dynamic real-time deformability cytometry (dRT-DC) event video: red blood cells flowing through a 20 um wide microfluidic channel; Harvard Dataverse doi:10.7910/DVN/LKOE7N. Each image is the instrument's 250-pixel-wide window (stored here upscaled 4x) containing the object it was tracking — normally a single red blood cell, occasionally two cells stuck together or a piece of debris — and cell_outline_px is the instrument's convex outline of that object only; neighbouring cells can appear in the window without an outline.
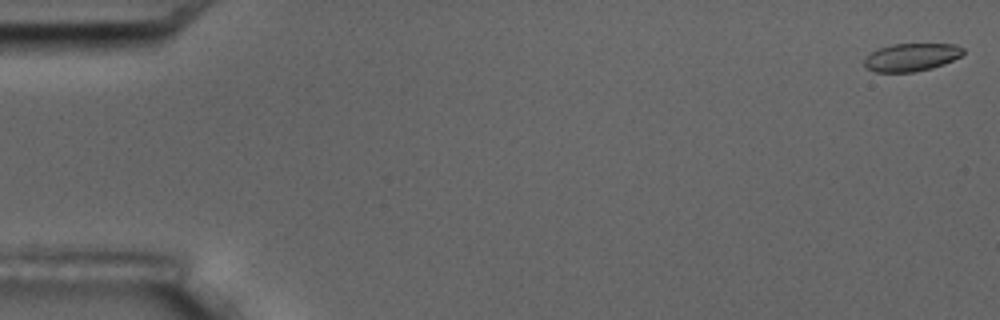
{"species": "common noctule bat (a hibernating species)", "species_latin": "Nyctalus noctula", "temperature_condition": "room temperature", "stored_images_in_passage": 4, "camera_frame_rate_fps": 3000, "um_per_image_px": 0.085, "animal": {"sex": "male", "body_mass_g": 17.5, "forearm_length_mm": 52.3}, "frame": {"image": 1, "passage_image": 1, "time_ms": 0.0, "image_size_px": [1000, 320], "cell_outline_px": [[964, 52], [960, 56], [944, 64], [932, 68], [916, 72], [876, 72], [864, 68], [864, 60], [872, 52], [880, 48], [892, 44], [956, 44], [964, 48]], "centroid_in_image_um": [77.47, 4.87], "position_along_channel_um": 7.5, "area_um2": 16.07}}
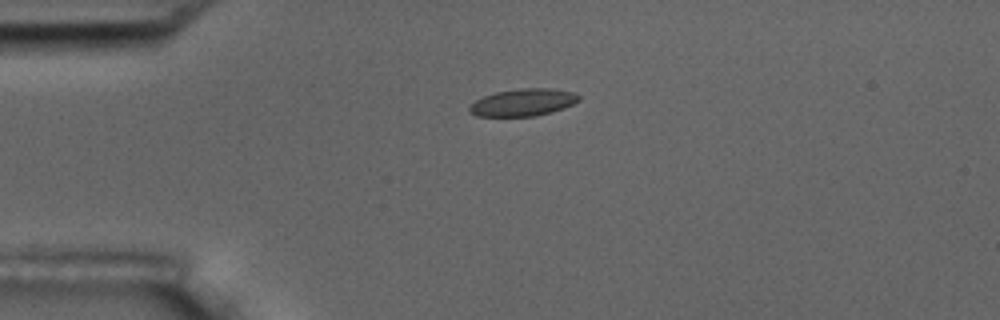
{"frame": {"image": 2, "passage_image": 4, "time_ms": 4.333, "image_size_px": [1000, 320], "cell_outline_px": [[580, 100], [564, 108], [552, 112], [536, 116], [476, 116], [468, 112], [468, 108], [476, 100], [484, 96], [496, 92], [520, 88], [548, 88], [576, 92], [580, 96]], "centroid_in_image_um": [44.48, 8.7], "position_along_channel_um": 40.5, "area_um2": 17.46}}